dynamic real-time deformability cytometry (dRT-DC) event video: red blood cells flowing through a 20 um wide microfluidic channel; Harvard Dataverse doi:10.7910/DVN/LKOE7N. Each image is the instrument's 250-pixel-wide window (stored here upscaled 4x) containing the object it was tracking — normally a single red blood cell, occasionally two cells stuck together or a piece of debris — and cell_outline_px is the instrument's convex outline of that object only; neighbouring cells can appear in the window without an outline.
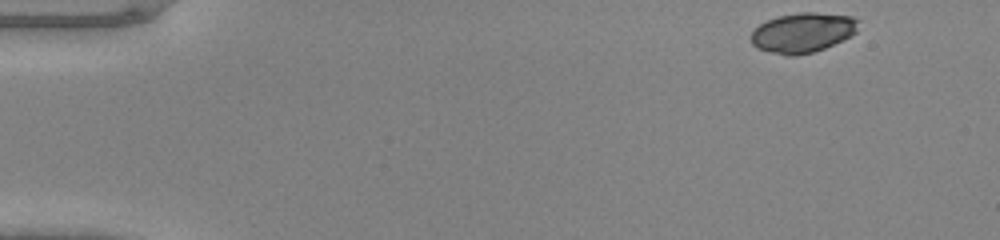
{"species": "common noctule bat (a hibernating species)", "species_latin": "Nyctalus noctula", "temperature_condition": "warm", "stored_images_in_passage": 45, "camera_frame_rate_fps": 3000, "um_per_image_px": 0.085, "animal": {"sex": "male", "body_mass_g": 20.0, "forearm_length_mm": 53.3}, "frame": {"image": 1, "passage_image": 1, "time_ms": 0.0, "image_size_px": [1000, 240], "cell_outline_px": [[860, 20], [856, 32], [852, 36], [824, 48], [812, 52], [796, 56], [784, 56], [768, 52], [756, 48], [752, 44], [752, 32], [760, 24], [768, 20], [780, 16], [800, 12], [816, 12], [852, 16]], "centroid_in_image_um": [68.26, 2.78], "position_along_channel_um": 16.7, "area_um2": 25.03}}
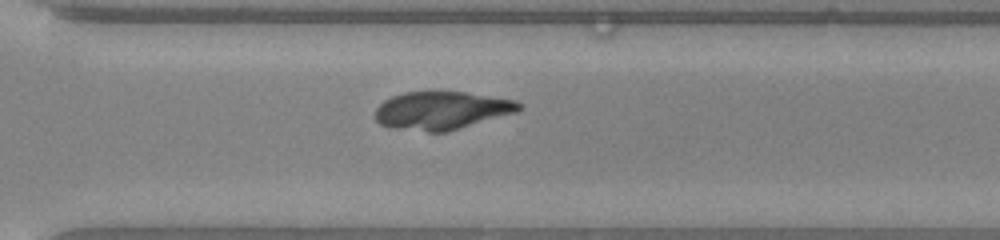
{"frame": {"image": 2, "passage_image": 32, "time_ms": 10.333, "image_size_px": [1000, 240], "cell_outline_px": [[524, 108], [516, 112], [448, 132], [428, 132], [388, 128], [380, 124], [376, 120], [376, 108], [384, 100], [392, 96], [404, 92], [464, 92], [516, 100], [524, 104]], "centroid_in_image_um": [37.55, 9.4], "position_along_channel_um": 333.0, "area_um2": 32.08}}
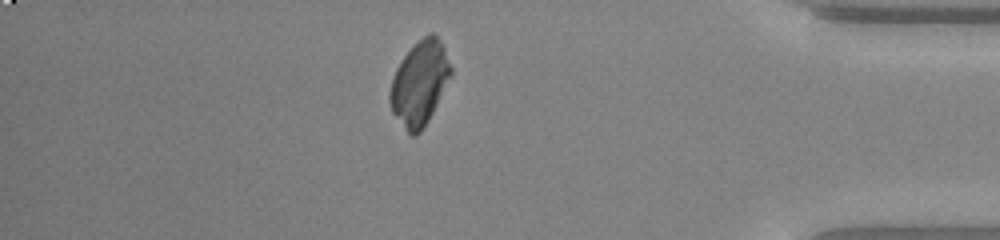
{"frame": {"image": 3, "passage_image": 39, "time_ms": 12.667, "image_size_px": [1000, 240], "cell_outline_px": [[452, 76], [428, 120], [420, 132], [416, 136], [412, 136], [404, 128], [392, 112], [388, 100], [388, 92], [396, 68], [404, 56], [428, 32], [432, 32], [436, 36], [444, 48], [452, 68]], "centroid_in_image_um": [35.66, 7.09], "position_along_channel_um": 399.5, "area_um2": 29.65}}